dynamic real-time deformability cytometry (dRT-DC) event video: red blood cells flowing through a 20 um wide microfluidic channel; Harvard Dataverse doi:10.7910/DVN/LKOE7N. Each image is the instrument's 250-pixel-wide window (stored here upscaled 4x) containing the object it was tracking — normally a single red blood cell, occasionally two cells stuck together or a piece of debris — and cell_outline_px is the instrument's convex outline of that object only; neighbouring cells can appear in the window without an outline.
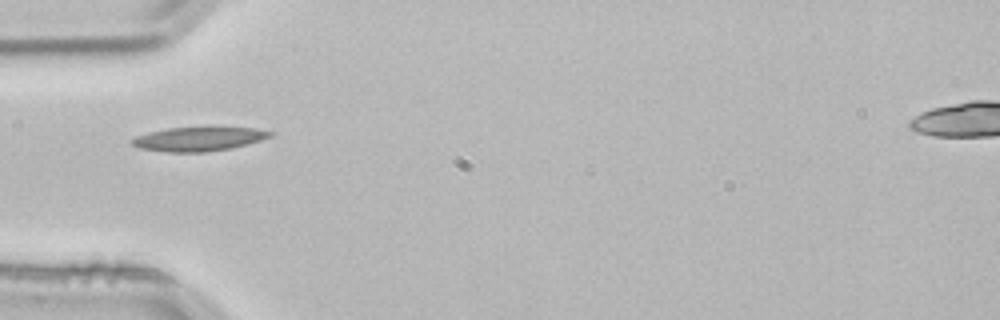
{"species": "common noctule bat (a hibernating species)", "species_latin": "Nyctalus noctula", "temperature_condition": "room temperature", "stored_images_in_passage": 4, "camera_frame_rate_fps": 3000, "um_per_image_px": 0.085, "animal": {"sex": "male", "body_mass_g": 21.5, "forearm_length_mm": 52.0}, "frame": {"image": 1, "passage_image": 4, "time_ms": 1.0, "image_size_px": [1000, 320], "cell_outline_px": [[272, 136], [260, 140], [232, 148], [208, 152], [168, 152], [140, 148], [132, 144], [132, 140], [136, 136], [148, 132], [168, 128], [208, 124], [252, 128], [272, 132]], "centroid_in_image_um": [16.91, 11.76], "position_along_channel_um": 68.1, "area_um2": 20.17}}